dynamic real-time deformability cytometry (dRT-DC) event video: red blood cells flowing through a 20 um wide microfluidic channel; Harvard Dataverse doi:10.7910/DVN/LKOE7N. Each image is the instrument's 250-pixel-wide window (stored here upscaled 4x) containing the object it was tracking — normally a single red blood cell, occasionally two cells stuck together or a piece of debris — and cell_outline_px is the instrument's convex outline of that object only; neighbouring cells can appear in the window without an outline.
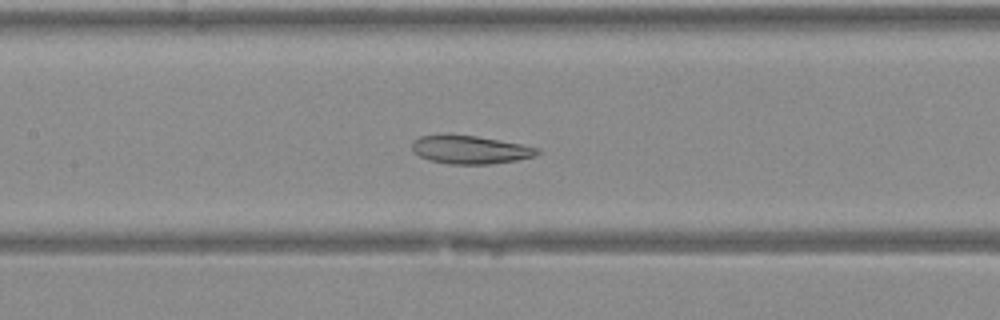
{"species": "Egyptian fruit bat (a non-hibernating species)", "species_latin": "Rousettus aegyptiacus", "temperature_condition": "warm", "stored_images_in_passage": 45, "camera_frame_rate_fps": 3000, "um_per_image_px": 0.085, "animal": {"sex": "female"}, "frame": {"image": 1, "passage_image": 22, "time_ms": 7.0, "image_size_px": [1000, 320], "cell_outline_px": [[540, 152], [536, 156], [516, 160], [492, 164], [448, 164], [428, 160], [420, 156], [412, 148], [412, 140], [420, 136], [440, 132], [444, 132], [476, 136], [520, 144], [540, 148]], "centroid_in_image_um": [39.91, 12.69], "position_along_channel_um": 167.5, "area_um2": 21.1}}
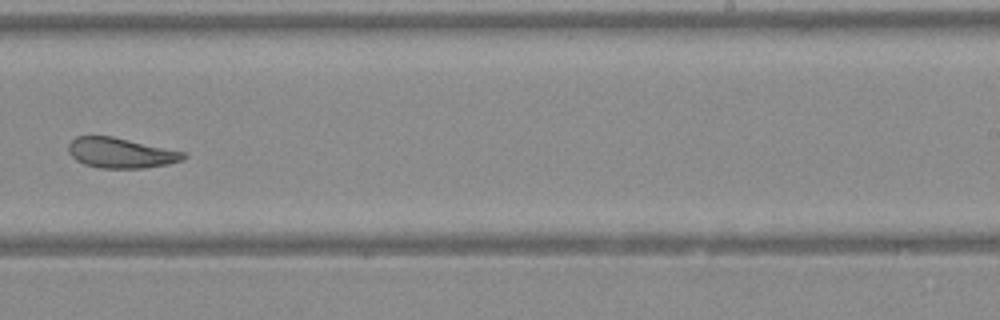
{"frame": {"image": 2, "passage_image": 29, "time_ms": 9.333, "image_size_px": [1000, 320], "cell_outline_px": [[188, 156], [184, 160], [168, 164], [144, 168], [100, 168], [84, 164], [76, 160], [68, 152], [68, 144], [76, 136], [112, 136], [184, 152]], "centroid_in_image_um": [10.26, 13.0], "position_along_channel_um": 278.7, "area_um2": 20.23}}
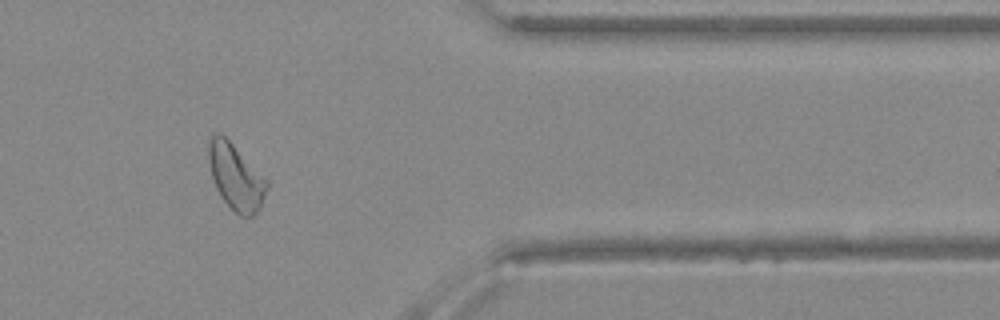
{"frame": {"image": 3, "passage_image": 37, "time_ms": 12.0, "image_size_px": [1000, 320], "cell_outline_px": [[268, 188], [260, 208], [252, 216], [240, 216], [220, 196], [216, 188], [212, 176], [208, 160], [208, 136], [212, 132], [220, 132], [268, 180]], "centroid_in_image_um": [20.02, 15.0], "position_along_channel_um": 391.4, "area_um2": 22.25}}